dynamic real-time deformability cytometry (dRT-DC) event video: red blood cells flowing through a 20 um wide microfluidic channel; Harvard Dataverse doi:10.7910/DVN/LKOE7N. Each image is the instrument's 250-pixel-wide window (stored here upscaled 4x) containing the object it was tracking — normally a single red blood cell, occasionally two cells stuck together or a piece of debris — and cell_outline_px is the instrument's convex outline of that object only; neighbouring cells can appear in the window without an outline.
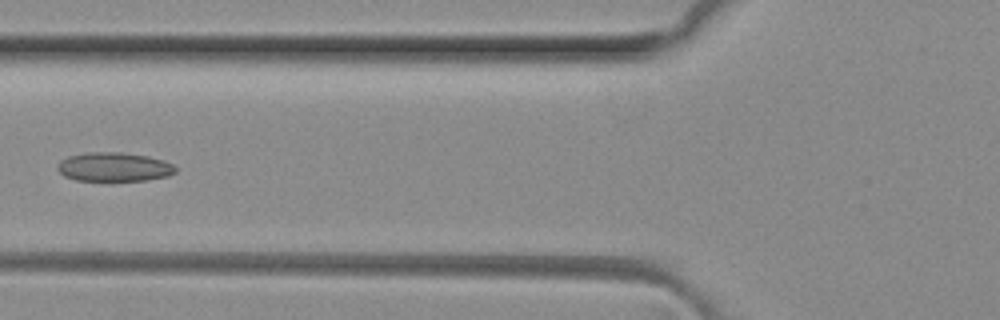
{"species": "common noctule bat (a hibernating species)", "species_latin": "Nyctalus noctula", "temperature_condition": "room temperature", "stored_images_in_passage": 6, "camera_frame_rate_fps": 3000, "um_per_image_px": 0.085, "animal": {"sex": "female", "body_mass_g": 29.2, "forearm_length_mm": 56.3}, "frame": {"image": 1, "passage_image": 5, "time_ms": 1.333, "image_size_px": [1000, 320], "cell_outline_px": [[176, 172], [168, 176], [148, 180], [76, 180], [64, 176], [56, 168], [60, 160], [68, 156], [88, 152], [120, 152], [148, 156], [164, 160], [172, 164], [176, 168]], "centroid_in_image_um": [9.69, 14.18], "position_along_channel_um": 116.1, "area_um2": 19.94}}
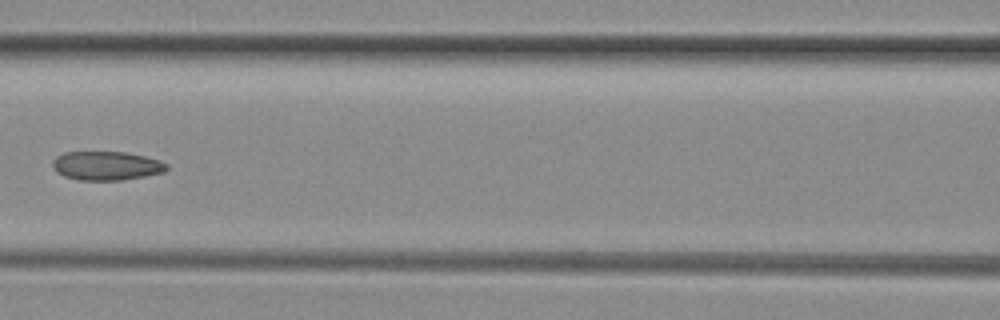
{"frame": {"image": 2, "passage_image": 6, "time_ms": 1.667, "image_size_px": [1000, 320], "cell_outline_px": [[168, 168], [164, 172], [144, 176], [120, 180], [80, 180], [64, 176], [56, 172], [52, 164], [52, 160], [56, 156], [64, 152], [124, 152], [144, 156], [168, 164]], "centroid_in_image_um": [9.01, 14.09], "position_along_channel_um": 157.6, "area_um2": 19.07}}